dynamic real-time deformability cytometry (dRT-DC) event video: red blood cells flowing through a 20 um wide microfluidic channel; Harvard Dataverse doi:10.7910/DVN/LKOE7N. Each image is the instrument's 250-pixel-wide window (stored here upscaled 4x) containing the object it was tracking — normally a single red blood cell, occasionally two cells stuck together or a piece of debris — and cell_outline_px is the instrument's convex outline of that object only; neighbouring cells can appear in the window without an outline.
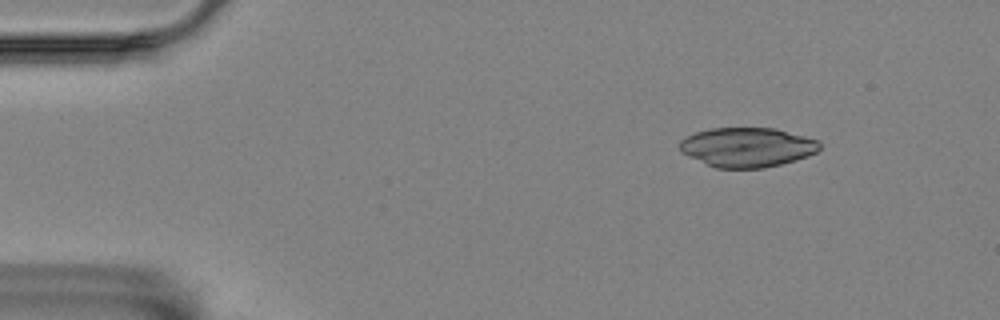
{"species": "Egyptian fruit bat (a non-hibernating species)", "species_latin": "Rousettus aegyptiacus", "temperature_condition": "room temperature", "stored_images_in_passage": 6, "camera_frame_rate_fps": 3000, "um_per_image_px": 0.085, "animal": {"sex": "female"}, "frame": {"image": 1, "passage_image": 2, "time_ms": 0.333, "image_size_px": [1000, 320], "cell_outline_px": [[820, 148], [816, 152], [808, 156], [796, 160], [764, 168], [716, 168], [680, 152], [680, 140], [696, 132], [712, 128], [776, 128], [820, 140]], "centroid_in_image_um": [63.54, 12.51], "position_along_channel_um": 21.5, "area_um2": 32.19}}